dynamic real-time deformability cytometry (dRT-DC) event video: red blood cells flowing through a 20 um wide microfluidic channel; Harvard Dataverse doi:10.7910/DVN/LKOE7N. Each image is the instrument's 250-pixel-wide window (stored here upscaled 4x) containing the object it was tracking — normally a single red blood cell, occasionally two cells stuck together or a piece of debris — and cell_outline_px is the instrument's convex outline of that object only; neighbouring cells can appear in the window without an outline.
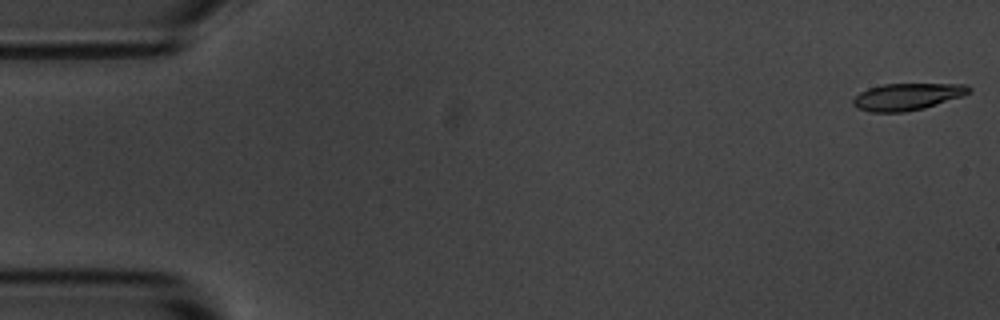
{"species": "common noctule bat (a hibernating species)", "species_latin": "Nyctalus noctula", "temperature_condition": "room temperature", "stored_images_in_passage": 55, "camera_frame_rate_fps": 3000, "um_per_image_px": 0.085, "animal": {"sex": "male", "body_mass_g": 20.1, "forearm_length_mm": 53.5}, "frame": {"image": 1, "passage_image": 1, "time_ms": 0.0, "image_size_px": [1000, 320], "cell_outline_px": [[972, 88], [968, 92], [960, 96], [924, 108], [904, 112], [872, 112], [860, 108], [852, 104], [852, 100], [860, 92], [868, 88], [884, 84], [968, 84]], "centroid_in_image_um": [77.09, 8.21], "position_along_channel_um": 7.9, "area_um2": 17.86}}
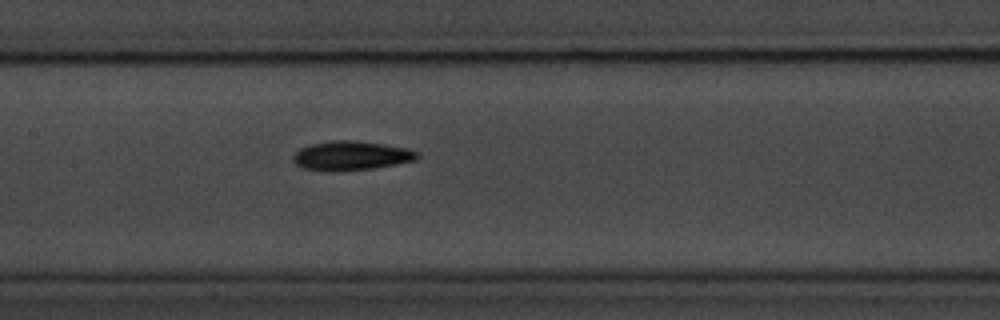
{"frame": {"image": 2, "passage_image": 26, "time_ms": 8.333, "image_size_px": [1000, 320], "cell_outline_px": [[420, 156], [416, 160], [396, 164], [372, 168], [332, 172], [300, 168], [292, 160], [292, 156], [300, 148], [308, 144], [332, 140], [356, 140], [384, 144], [408, 148], [416, 152]], "centroid_in_image_um": [29.8, 13.23], "position_along_channel_um": 177.6, "area_um2": 21.39}}
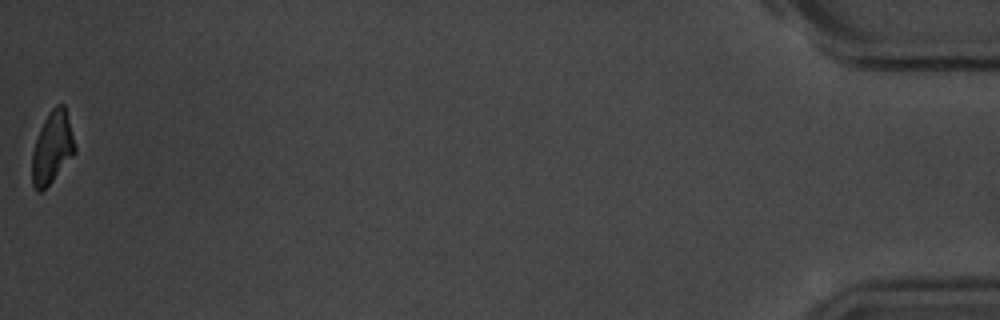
{"frame": {"image": 3, "passage_image": 55, "time_ms": 18.0, "image_size_px": [1000, 320], "cell_outline_px": [[76, 152], [52, 180], [40, 192], [36, 192], [32, 184], [32, 152], [36, 140], [44, 120], [48, 112], [56, 104], [64, 104], [76, 148]], "centroid_in_image_um": [4.43, 12.54], "position_along_channel_um": 430.8, "area_um2": 17.63}, "authors_computed_cell_mechanics": {"area_um2": 19.4208, "velocity_mm_per_s": 3.638, "shape_relaxation_time_tau1_ms": 2.5589, "shape_relaxation_time_tau2_ms": null, "deformation_change_tau1": 0.1188, "deformation_change_tau2": null}}